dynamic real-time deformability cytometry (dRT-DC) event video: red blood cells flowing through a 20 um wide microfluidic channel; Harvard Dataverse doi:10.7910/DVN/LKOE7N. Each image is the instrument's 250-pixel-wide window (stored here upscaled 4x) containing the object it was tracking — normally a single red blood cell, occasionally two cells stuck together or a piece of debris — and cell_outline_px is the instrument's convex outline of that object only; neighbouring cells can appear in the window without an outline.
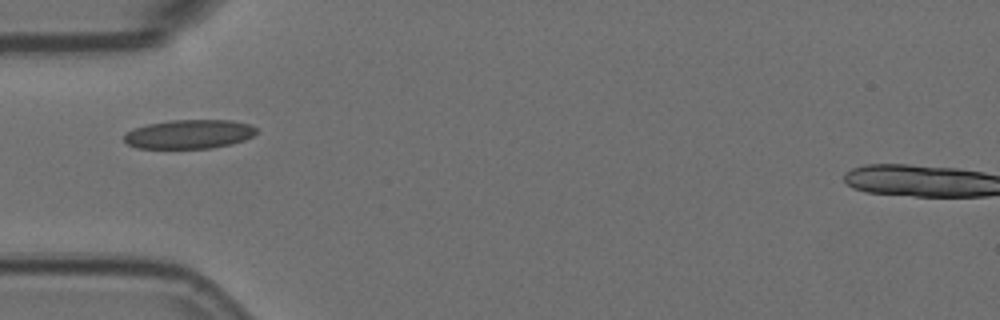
{"species": "Egyptian fruit bat (a non-hibernating species)", "species_latin": "Rousettus aegyptiacus", "temperature_condition": "room temperature", "stored_images_in_passage": 2, "camera_frame_rate_fps": 3000, "um_per_image_px": 0.085, "animal": {"sex": "female"}, "frame": {"image": 1, "passage_image": 1, "time_ms": 0.0, "image_size_px": [1000, 320], "cell_outline_px": [[256, 132], [252, 136], [244, 140], [232, 144], [212, 148], [136, 148], [128, 144], [124, 140], [124, 136], [128, 132], [136, 128], [148, 124], [172, 120], [232, 120], [248, 124], [256, 128]], "centroid_in_image_um": [16.1, 11.41], "position_along_channel_um": 68.9, "area_um2": 22.2}}
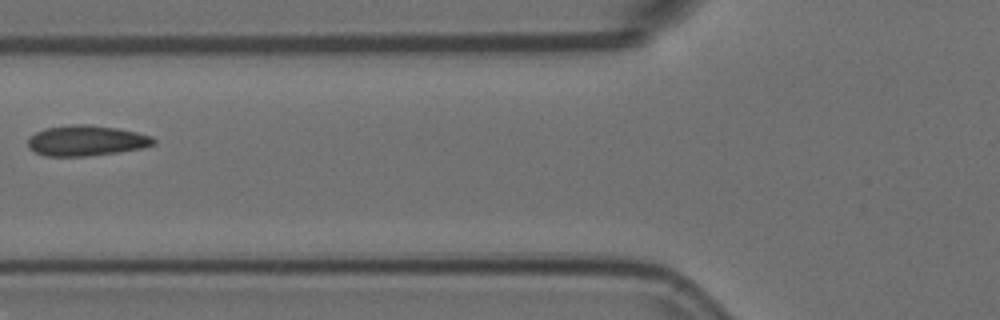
{"frame": {"image": 2, "passage_image": 2, "time_ms": 0.333, "image_size_px": [1000, 320], "cell_outline_px": [[156, 144], [144, 148], [88, 156], [44, 156], [28, 148], [28, 136], [44, 128], [72, 124], [88, 124], [116, 128], [136, 132], [152, 136], [156, 140]], "centroid_in_image_um": [7.32, 11.95], "position_along_channel_um": 118.5, "area_um2": 22.48}}